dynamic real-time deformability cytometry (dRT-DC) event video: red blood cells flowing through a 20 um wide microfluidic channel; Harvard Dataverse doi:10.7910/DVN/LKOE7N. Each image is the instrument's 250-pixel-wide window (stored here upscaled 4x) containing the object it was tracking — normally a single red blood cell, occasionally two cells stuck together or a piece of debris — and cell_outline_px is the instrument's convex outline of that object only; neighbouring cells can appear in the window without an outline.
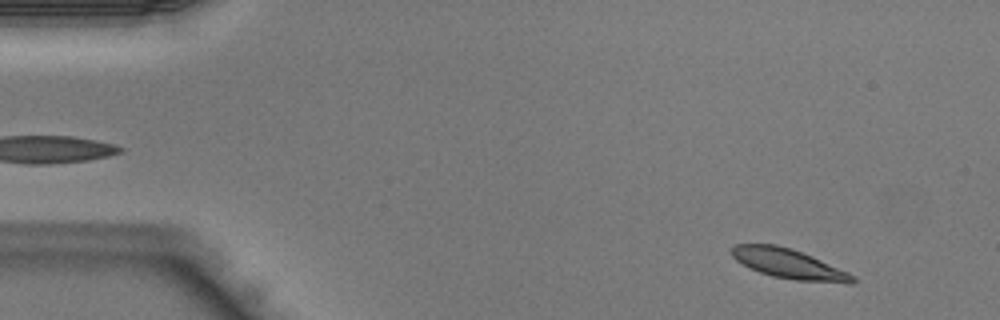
{"species": "Egyptian fruit bat (a non-hibernating species)", "species_latin": "Rousettus aegyptiacus", "temperature_condition": "warm", "stored_images_in_passage": 42, "camera_frame_rate_fps": 3000, "um_per_image_px": 0.085, "animal": {"sex": "male"}, "frame": {"image": 1, "passage_image": 3, "time_ms": 0.667, "image_size_px": [1000, 320], "cell_outline_px": [[856, 280], [852, 284], [848, 284], [796, 280], [772, 276], [760, 272], [736, 260], [728, 252], [728, 248], [736, 244], [776, 244], [792, 248], [812, 256], [848, 272], [856, 276]], "centroid_in_image_um": [67.05, 22.42], "position_along_channel_um": 18.0, "area_um2": 21.1}}
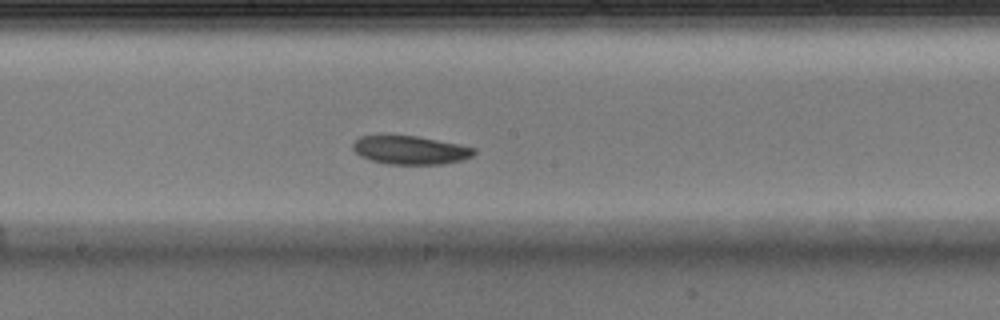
{"frame": {"image": 2, "passage_image": 22, "time_ms": 7.0, "image_size_px": [1000, 320], "cell_outline_px": [[476, 152], [472, 156], [464, 160], [440, 164], [388, 164], [372, 160], [360, 156], [352, 148], [352, 144], [360, 136], [416, 136], [460, 144], [476, 148]], "centroid_in_image_um": [34.91, 12.76], "position_along_channel_um": 213.3, "area_um2": 20.0}}
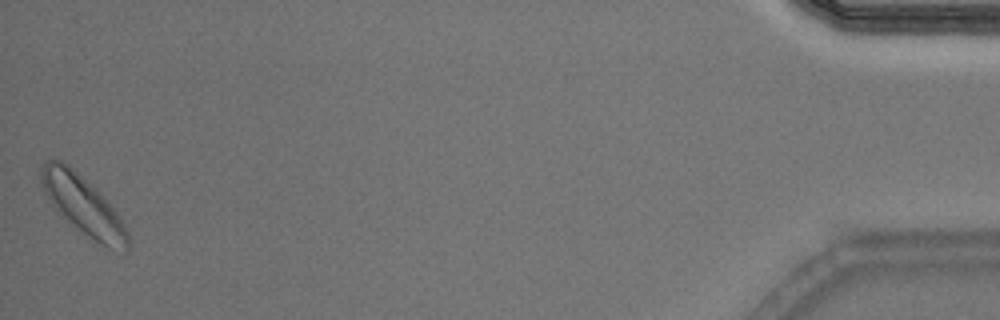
{"frame": {"image": 3, "passage_image": 42, "time_ms": 13.667, "image_size_px": [1000, 320], "cell_outline_px": [[128, 252], [124, 252], [108, 248], [88, 236], [68, 220], [60, 212], [44, 192], [40, 184], [40, 172], [44, 160], [60, 160], [68, 164], [96, 188], [116, 212], [124, 224], [128, 232]], "centroid_in_image_um": [7.07, 17.42], "position_along_channel_um": 428.1, "area_um2": 29.02}}